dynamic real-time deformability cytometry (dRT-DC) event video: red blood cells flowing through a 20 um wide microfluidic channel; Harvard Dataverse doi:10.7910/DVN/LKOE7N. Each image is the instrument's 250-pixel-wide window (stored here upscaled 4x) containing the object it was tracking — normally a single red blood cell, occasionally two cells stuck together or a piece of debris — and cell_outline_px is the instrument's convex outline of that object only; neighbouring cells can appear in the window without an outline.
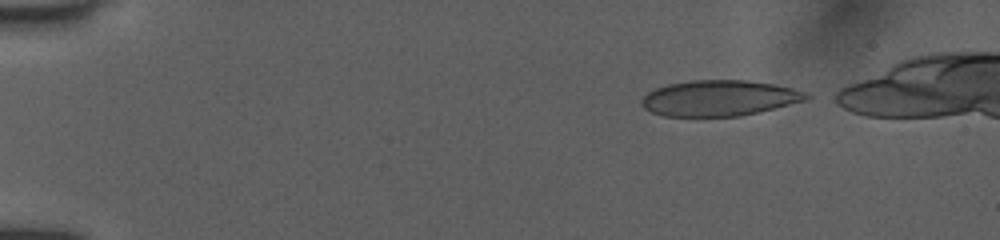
{"species": "human", "species_latin": "Homo sapiens", "temperature_condition": "room temperature", "stored_images_in_passage": 13, "camera_frame_rate_fps": 3000, "um_per_image_px": 0.085, "donor": {"sex": "female"}, "frame": {"image": 1, "passage_image": 2, "time_ms": 0.333, "image_size_px": [1000, 240], "cell_outline_px": [[812, 96], [804, 100], [740, 116], [664, 116], [652, 112], [644, 108], [640, 104], [640, 100], [648, 92], [656, 88], [668, 84], [692, 80], [748, 80], [772, 84], [792, 88]], "centroid_in_image_um": [61.06, 8.33], "position_along_channel_um": 23.9, "area_um2": 33.87}}
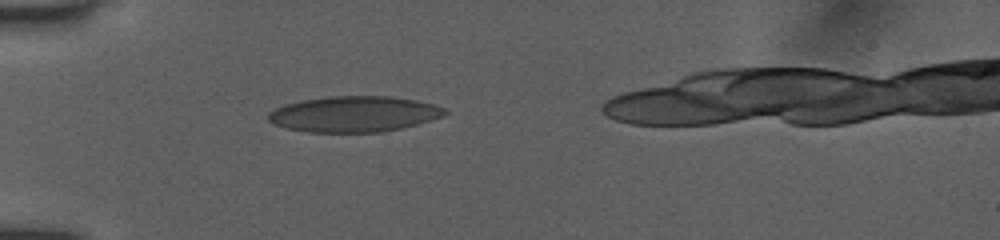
{"frame": {"image": 2, "passage_image": 10, "time_ms": 3.333, "image_size_px": [1000, 240], "cell_outline_px": [[448, 112], [444, 116], [432, 120], [400, 128], [380, 132], [308, 132], [288, 128], [276, 124], [268, 120], [268, 112], [284, 104], [300, 100], [328, 96], [388, 96], [416, 100], [432, 104], [444, 108]], "centroid_in_image_um": [30.09, 9.69], "position_along_channel_um": 54.9, "area_um2": 36.7}}
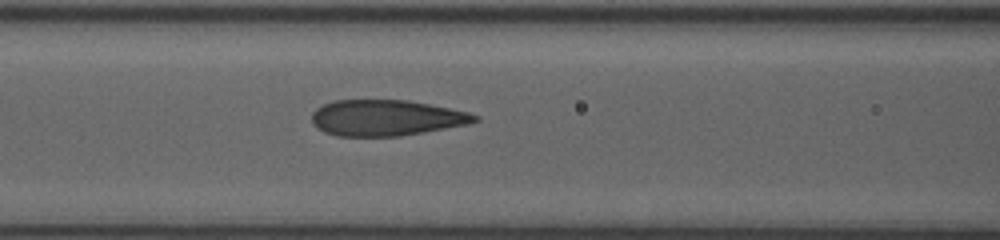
{"frame": {"image": 3, "passage_image": 13, "time_ms": 5.667, "image_size_px": [1000, 240], "cell_outline_px": [[480, 120], [468, 124], [424, 132], [400, 136], [336, 136], [324, 132], [316, 128], [312, 124], [312, 112], [316, 108], [324, 104], [336, 100], [408, 100], [468, 112], [480, 116]], "centroid_in_image_um": [32.8, 10.02], "position_along_channel_um": 133.8, "area_um2": 34.16}}